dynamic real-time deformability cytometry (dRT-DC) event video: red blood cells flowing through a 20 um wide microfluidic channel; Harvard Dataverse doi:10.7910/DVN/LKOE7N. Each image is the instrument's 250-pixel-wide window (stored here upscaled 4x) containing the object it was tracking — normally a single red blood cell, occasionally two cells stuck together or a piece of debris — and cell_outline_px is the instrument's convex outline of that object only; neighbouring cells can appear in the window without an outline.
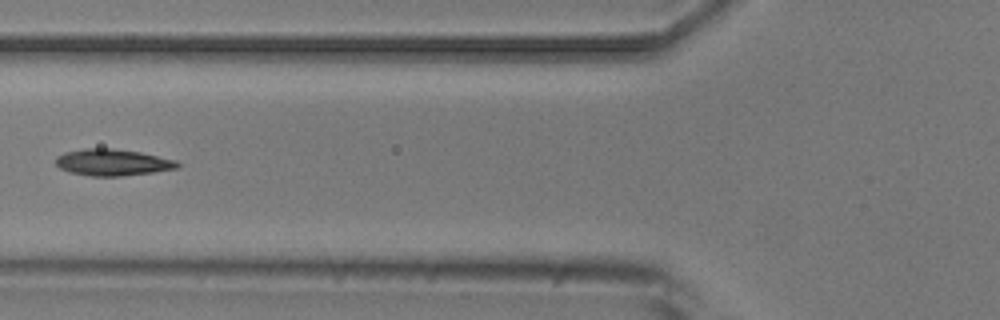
{"species": "common noctule bat (a hibernating species)", "species_latin": "Nyctalus noctula", "temperature_condition": "room temperature", "stored_images_in_passage": 5, "camera_frame_rate_fps": 3000, "um_per_image_px": 0.085, "animal": {"sex": "male", "body_mass_g": 20.5, "forearm_length_mm": 52.5}, "frame": {"image": 1, "passage_image": 5, "time_ms": 4.667, "image_size_px": [1000, 320], "cell_outline_px": [[180, 164], [176, 168], [152, 172], [120, 176], [92, 176], [68, 172], [60, 168], [56, 164], [56, 156], [64, 152], [84, 148], [112, 148], [140, 152], [176, 160]], "centroid_in_image_um": [9.53, 13.79], "position_along_channel_um": 116.3, "area_um2": 18.79}}